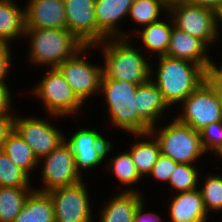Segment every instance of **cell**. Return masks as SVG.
<instances>
[{
    "mask_svg": "<svg viewBox=\"0 0 222 222\" xmlns=\"http://www.w3.org/2000/svg\"><path fill=\"white\" fill-rule=\"evenodd\" d=\"M102 46L105 65L102 78L143 84L151 79V64L140 50L133 48L129 38H108L93 45Z\"/></svg>",
    "mask_w": 222,
    "mask_h": 222,
    "instance_id": "1",
    "label": "cell"
},
{
    "mask_svg": "<svg viewBox=\"0 0 222 222\" xmlns=\"http://www.w3.org/2000/svg\"><path fill=\"white\" fill-rule=\"evenodd\" d=\"M158 59L156 77H153V67L151 79L168 106L185 100L205 80V70L194 62L167 55Z\"/></svg>",
    "mask_w": 222,
    "mask_h": 222,
    "instance_id": "2",
    "label": "cell"
},
{
    "mask_svg": "<svg viewBox=\"0 0 222 222\" xmlns=\"http://www.w3.org/2000/svg\"><path fill=\"white\" fill-rule=\"evenodd\" d=\"M25 37L31 42L30 61L50 68H57L85 46L67 29L25 28Z\"/></svg>",
    "mask_w": 222,
    "mask_h": 222,
    "instance_id": "3",
    "label": "cell"
},
{
    "mask_svg": "<svg viewBox=\"0 0 222 222\" xmlns=\"http://www.w3.org/2000/svg\"><path fill=\"white\" fill-rule=\"evenodd\" d=\"M138 85L128 81L101 79L100 92L108 106L111 124L132 134L150 132V127L139 117L136 109Z\"/></svg>",
    "mask_w": 222,
    "mask_h": 222,
    "instance_id": "4",
    "label": "cell"
},
{
    "mask_svg": "<svg viewBox=\"0 0 222 222\" xmlns=\"http://www.w3.org/2000/svg\"><path fill=\"white\" fill-rule=\"evenodd\" d=\"M157 128L152 127L150 133L159 142L161 154L172 158L175 162L193 164L205 153L200 132L190 125L181 123L175 118L170 124Z\"/></svg>",
    "mask_w": 222,
    "mask_h": 222,
    "instance_id": "5",
    "label": "cell"
},
{
    "mask_svg": "<svg viewBox=\"0 0 222 222\" xmlns=\"http://www.w3.org/2000/svg\"><path fill=\"white\" fill-rule=\"evenodd\" d=\"M167 13L173 15L170 19L174 27L199 38L207 46L220 36L218 29L222 26V15L214 9L183 2L168 7Z\"/></svg>",
    "mask_w": 222,
    "mask_h": 222,
    "instance_id": "6",
    "label": "cell"
},
{
    "mask_svg": "<svg viewBox=\"0 0 222 222\" xmlns=\"http://www.w3.org/2000/svg\"><path fill=\"white\" fill-rule=\"evenodd\" d=\"M47 72L32 90L43 101L46 112L54 117L78 113L84 104L74 94L63 74L57 68H50Z\"/></svg>",
    "mask_w": 222,
    "mask_h": 222,
    "instance_id": "7",
    "label": "cell"
},
{
    "mask_svg": "<svg viewBox=\"0 0 222 222\" xmlns=\"http://www.w3.org/2000/svg\"><path fill=\"white\" fill-rule=\"evenodd\" d=\"M89 48H93V45H85L57 67L82 103L88 99L87 97H91L90 95L100 93L103 76V67L85 61L86 57L84 56L87 55L84 54H88L86 51H89Z\"/></svg>",
    "mask_w": 222,
    "mask_h": 222,
    "instance_id": "8",
    "label": "cell"
},
{
    "mask_svg": "<svg viewBox=\"0 0 222 222\" xmlns=\"http://www.w3.org/2000/svg\"><path fill=\"white\" fill-rule=\"evenodd\" d=\"M182 112L176 119L200 131L212 122L221 121L222 103L211 85L204 80L181 102Z\"/></svg>",
    "mask_w": 222,
    "mask_h": 222,
    "instance_id": "9",
    "label": "cell"
},
{
    "mask_svg": "<svg viewBox=\"0 0 222 222\" xmlns=\"http://www.w3.org/2000/svg\"><path fill=\"white\" fill-rule=\"evenodd\" d=\"M85 186L81 181L47 191L53 203L55 222H93Z\"/></svg>",
    "mask_w": 222,
    "mask_h": 222,
    "instance_id": "10",
    "label": "cell"
},
{
    "mask_svg": "<svg viewBox=\"0 0 222 222\" xmlns=\"http://www.w3.org/2000/svg\"><path fill=\"white\" fill-rule=\"evenodd\" d=\"M40 159L44 161L41 168L44 188L35 190L47 192L58 187L75 185L83 179L75 168L74 155L66 141Z\"/></svg>",
    "mask_w": 222,
    "mask_h": 222,
    "instance_id": "11",
    "label": "cell"
},
{
    "mask_svg": "<svg viewBox=\"0 0 222 222\" xmlns=\"http://www.w3.org/2000/svg\"><path fill=\"white\" fill-rule=\"evenodd\" d=\"M45 119L34 117H15L14 129L31 147L33 154L40 158L49 154L65 141L64 134Z\"/></svg>",
    "mask_w": 222,
    "mask_h": 222,
    "instance_id": "12",
    "label": "cell"
},
{
    "mask_svg": "<svg viewBox=\"0 0 222 222\" xmlns=\"http://www.w3.org/2000/svg\"><path fill=\"white\" fill-rule=\"evenodd\" d=\"M65 141L70 146L75 159V168L82 176L81 170H88L103 163L109 154L112 143L94 129H79Z\"/></svg>",
    "mask_w": 222,
    "mask_h": 222,
    "instance_id": "13",
    "label": "cell"
},
{
    "mask_svg": "<svg viewBox=\"0 0 222 222\" xmlns=\"http://www.w3.org/2000/svg\"><path fill=\"white\" fill-rule=\"evenodd\" d=\"M67 30L84 45L97 43L95 0H64Z\"/></svg>",
    "mask_w": 222,
    "mask_h": 222,
    "instance_id": "14",
    "label": "cell"
},
{
    "mask_svg": "<svg viewBox=\"0 0 222 222\" xmlns=\"http://www.w3.org/2000/svg\"><path fill=\"white\" fill-rule=\"evenodd\" d=\"M134 0H95L97 22V43L108 38H127L130 34L121 32L117 23L129 13Z\"/></svg>",
    "mask_w": 222,
    "mask_h": 222,
    "instance_id": "15",
    "label": "cell"
},
{
    "mask_svg": "<svg viewBox=\"0 0 222 222\" xmlns=\"http://www.w3.org/2000/svg\"><path fill=\"white\" fill-rule=\"evenodd\" d=\"M25 28L67 29L64 0H28Z\"/></svg>",
    "mask_w": 222,
    "mask_h": 222,
    "instance_id": "16",
    "label": "cell"
},
{
    "mask_svg": "<svg viewBox=\"0 0 222 222\" xmlns=\"http://www.w3.org/2000/svg\"><path fill=\"white\" fill-rule=\"evenodd\" d=\"M207 50V45L202 40L173 27L166 55L194 62L206 71L210 61L206 55Z\"/></svg>",
    "mask_w": 222,
    "mask_h": 222,
    "instance_id": "17",
    "label": "cell"
},
{
    "mask_svg": "<svg viewBox=\"0 0 222 222\" xmlns=\"http://www.w3.org/2000/svg\"><path fill=\"white\" fill-rule=\"evenodd\" d=\"M168 210L171 222H206L208 217L198 188L173 195Z\"/></svg>",
    "mask_w": 222,
    "mask_h": 222,
    "instance_id": "18",
    "label": "cell"
},
{
    "mask_svg": "<svg viewBox=\"0 0 222 222\" xmlns=\"http://www.w3.org/2000/svg\"><path fill=\"white\" fill-rule=\"evenodd\" d=\"M168 108L162 92L156 84L149 79L147 82L138 85L136 91V109L139 117L150 127L155 124L162 115V112Z\"/></svg>",
    "mask_w": 222,
    "mask_h": 222,
    "instance_id": "19",
    "label": "cell"
},
{
    "mask_svg": "<svg viewBox=\"0 0 222 222\" xmlns=\"http://www.w3.org/2000/svg\"><path fill=\"white\" fill-rule=\"evenodd\" d=\"M144 199L135 189H124L100 211L99 222H133L135 211Z\"/></svg>",
    "mask_w": 222,
    "mask_h": 222,
    "instance_id": "20",
    "label": "cell"
},
{
    "mask_svg": "<svg viewBox=\"0 0 222 222\" xmlns=\"http://www.w3.org/2000/svg\"><path fill=\"white\" fill-rule=\"evenodd\" d=\"M13 222H55L53 203L49 194L32 190Z\"/></svg>",
    "mask_w": 222,
    "mask_h": 222,
    "instance_id": "21",
    "label": "cell"
},
{
    "mask_svg": "<svg viewBox=\"0 0 222 222\" xmlns=\"http://www.w3.org/2000/svg\"><path fill=\"white\" fill-rule=\"evenodd\" d=\"M25 36V9L13 0H0V41L6 42Z\"/></svg>",
    "mask_w": 222,
    "mask_h": 222,
    "instance_id": "22",
    "label": "cell"
},
{
    "mask_svg": "<svg viewBox=\"0 0 222 222\" xmlns=\"http://www.w3.org/2000/svg\"><path fill=\"white\" fill-rule=\"evenodd\" d=\"M137 138L140 136L146 138H154L152 140H142L141 142L137 141L131 146L130 154L132 156L134 165L137 172L143 178L144 175H148L154 164L156 163L158 156L161 154L159 142L153 135L148 132L144 134H134ZM152 136V137H151Z\"/></svg>",
    "mask_w": 222,
    "mask_h": 222,
    "instance_id": "23",
    "label": "cell"
},
{
    "mask_svg": "<svg viewBox=\"0 0 222 222\" xmlns=\"http://www.w3.org/2000/svg\"><path fill=\"white\" fill-rule=\"evenodd\" d=\"M167 23L166 21L158 20L139 31V37L143 42L144 50L154 53H158V57L165 56L168 51V46L171 38L172 29L174 27L173 22Z\"/></svg>",
    "mask_w": 222,
    "mask_h": 222,
    "instance_id": "24",
    "label": "cell"
},
{
    "mask_svg": "<svg viewBox=\"0 0 222 222\" xmlns=\"http://www.w3.org/2000/svg\"><path fill=\"white\" fill-rule=\"evenodd\" d=\"M2 150L16 166L24 170L29 176V173H31L30 171H33V169L39 164V160L33 154L31 147L23 140L15 129L4 141Z\"/></svg>",
    "mask_w": 222,
    "mask_h": 222,
    "instance_id": "25",
    "label": "cell"
},
{
    "mask_svg": "<svg viewBox=\"0 0 222 222\" xmlns=\"http://www.w3.org/2000/svg\"><path fill=\"white\" fill-rule=\"evenodd\" d=\"M31 188L0 187V222H13L33 190Z\"/></svg>",
    "mask_w": 222,
    "mask_h": 222,
    "instance_id": "26",
    "label": "cell"
},
{
    "mask_svg": "<svg viewBox=\"0 0 222 222\" xmlns=\"http://www.w3.org/2000/svg\"><path fill=\"white\" fill-rule=\"evenodd\" d=\"M29 175L0 150V187L30 188Z\"/></svg>",
    "mask_w": 222,
    "mask_h": 222,
    "instance_id": "27",
    "label": "cell"
},
{
    "mask_svg": "<svg viewBox=\"0 0 222 222\" xmlns=\"http://www.w3.org/2000/svg\"><path fill=\"white\" fill-rule=\"evenodd\" d=\"M168 11V7L161 0H134L128 15L141 25H149L158 21L161 11Z\"/></svg>",
    "mask_w": 222,
    "mask_h": 222,
    "instance_id": "28",
    "label": "cell"
},
{
    "mask_svg": "<svg viewBox=\"0 0 222 222\" xmlns=\"http://www.w3.org/2000/svg\"><path fill=\"white\" fill-rule=\"evenodd\" d=\"M108 168L114 176H116L118 181L123 185H134L142 177L137 172L134 165L132 156L129 151L120 153L116 157L110 158L108 161Z\"/></svg>",
    "mask_w": 222,
    "mask_h": 222,
    "instance_id": "29",
    "label": "cell"
},
{
    "mask_svg": "<svg viewBox=\"0 0 222 222\" xmlns=\"http://www.w3.org/2000/svg\"><path fill=\"white\" fill-rule=\"evenodd\" d=\"M199 171L193 164L178 163L168 181L170 189L178 192L192 191L199 184Z\"/></svg>",
    "mask_w": 222,
    "mask_h": 222,
    "instance_id": "30",
    "label": "cell"
},
{
    "mask_svg": "<svg viewBox=\"0 0 222 222\" xmlns=\"http://www.w3.org/2000/svg\"><path fill=\"white\" fill-rule=\"evenodd\" d=\"M199 190L208 214L209 211H222V176L220 174L205 177L202 189Z\"/></svg>",
    "mask_w": 222,
    "mask_h": 222,
    "instance_id": "31",
    "label": "cell"
},
{
    "mask_svg": "<svg viewBox=\"0 0 222 222\" xmlns=\"http://www.w3.org/2000/svg\"><path fill=\"white\" fill-rule=\"evenodd\" d=\"M199 132L205 153L206 151L214 152L222 144V121L212 122Z\"/></svg>",
    "mask_w": 222,
    "mask_h": 222,
    "instance_id": "32",
    "label": "cell"
},
{
    "mask_svg": "<svg viewBox=\"0 0 222 222\" xmlns=\"http://www.w3.org/2000/svg\"><path fill=\"white\" fill-rule=\"evenodd\" d=\"M177 164L172 158L160 154L148 175L153 176L158 181H166L168 183L171 173Z\"/></svg>",
    "mask_w": 222,
    "mask_h": 222,
    "instance_id": "33",
    "label": "cell"
},
{
    "mask_svg": "<svg viewBox=\"0 0 222 222\" xmlns=\"http://www.w3.org/2000/svg\"><path fill=\"white\" fill-rule=\"evenodd\" d=\"M10 44L0 41V84L5 83V78L11 66Z\"/></svg>",
    "mask_w": 222,
    "mask_h": 222,
    "instance_id": "34",
    "label": "cell"
},
{
    "mask_svg": "<svg viewBox=\"0 0 222 222\" xmlns=\"http://www.w3.org/2000/svg\"><path fill=\"white\" fill-rule=\"evenodd\" d=\"M8 87L6 83L0 84V117H15L9 112L12 96Z\"/></svg>",
    "mask_w": 222,
    "mask_h": 222,
    "instance_id": "35",
    "label": "cell"
},
{
    "mask_svg": "<svg viewBox=\"0 0 222 222\" xmlns=\"http://www.w3.org/2000/svg\"><path fill=\"white\" fill-rule=\"evenodd\" d=\"M15 117H0V150L8 135L14 130Z\"/></svg>",
    "mask_w": 222,
    "mask_h": 222,
    "instance_id": "36",
    "label": "cell"
},
{
    "mask_svg": "<svg viewBox=\"0 0 222 222\" xmlns=\"http://www.w3.org/2000/svg\"><path fill=\"white\" fill-rule=\"evenodd\" d=\"M143 201L139 204L135 211L133 222H162L159 215L150 213H143Z\"/></svg>",
    "mask_w": 222,
    "mask_h": 222,
    "instance_id": "37",
    "label": "cell"
},
{
    "mask_svg": "<svg viewBox=\"0 0 222 222\" xmlns=\"http://www.w3.org/2000/svg\"><path fill=\"white\" fill-rule=\"evenodd\" d=\"M205 80L222 81V65L217 67V65L210 59L208 68L205 71Z\"/></svg>",
    "mask_w": 222,
    "mask_h": 222,
    "instance_id": "38",
    "label": "cell"
},
{
    "mask_svg": "<svg viewBox=\"0 0 222 222\" xmlns=\"http://www.w3.org/2000/svg\"><path fill=\"white\" fill-rule=\"evenodd\" d=\"M187 2L214 9L222 15V0H187Z\"/></svg>",
    "mask_w": 222,
    "mask_h": 222,
    "instance_id": "39",
    "label": "cell"
},
{
    "mask_svg": "<svg viewBox=\"0 0 222 222\" xmlns=\"http://www.w3.org/2000/svg\"><path fill=\"white\" fill-rule=\"evenodd\" d=\"M216 92V95L222 103V81H207Z\"/></svg>",
    "mask_w": 222,
    "mask_h": 222,
    "instance_id": "40",
    "label": "cell"
},
{
    "mask_svg": "<svg viewBox=\"0 0 222 222\" xmlns=\"http://www.w3.org/2000/svg\"><path fill=\"white\" fill-rule=\"evenodd\" d=\"M167 7H170L172 5L187 2V0H161Z\"/></svg>",
    "mask_w": 222,
    "mask_h": 222,
    "instance_id": "41",
    "label": "cell"
},
{
    "mask_svg": "<svg viewBox=\"0 0 222 222\" xmlns=\"http://www.w3.org/2000/svg\"><path fill=\"white\" fill-rule=\"evenodd\" d=\"M213 153H216V156H220L222 158V144Z\"/></svg>",
    "mask_w": 222,
    "mask_h": 222,
    "instance_id": "42",
    "label": "cell"
}]
</instances>
